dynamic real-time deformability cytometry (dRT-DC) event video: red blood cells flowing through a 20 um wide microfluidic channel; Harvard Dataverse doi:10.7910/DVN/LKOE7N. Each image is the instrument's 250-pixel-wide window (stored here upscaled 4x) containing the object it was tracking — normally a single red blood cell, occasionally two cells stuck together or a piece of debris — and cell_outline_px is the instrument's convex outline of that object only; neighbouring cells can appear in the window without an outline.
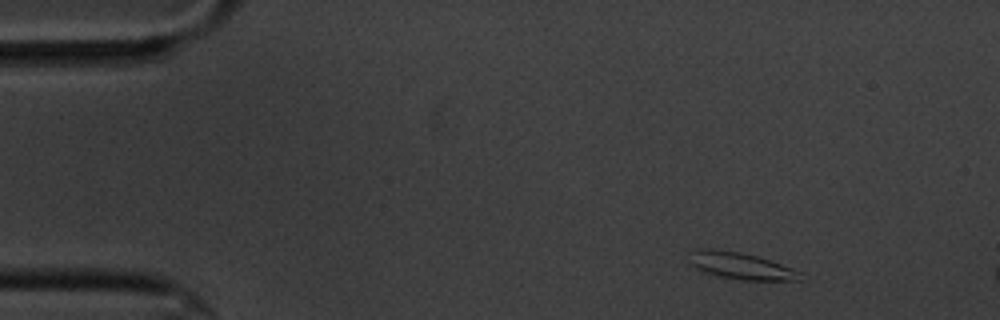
{"species": "common noctule bat (a hibernating species)", "species_latin": "Nyctalus noctula", "temperature_condition": "cold", "stored_images_in_passage": 7, "camera_frame_rate_fps": 3000, "um_per_image_px": 0.085, "animal": {"sex": "male", "body_mass_g": 20.1, "forearm_length_mm": 53.5}, "frame": {"image": 1, "passage_image": 1, "time_ms": 0.0, "image_size_px": [1000, 320], "cell_outline_px": [[804, 272], [800, 280], [740, 280], [720, 276], [704, 272], [696, 268], [688, 260], [688, 252], [704, 248], [740, 252], [756, 256]], "centroid_in_image_um": [62.96, 22.6], "position_along_channel_um": 22.0, "area_um2": 17.22}}
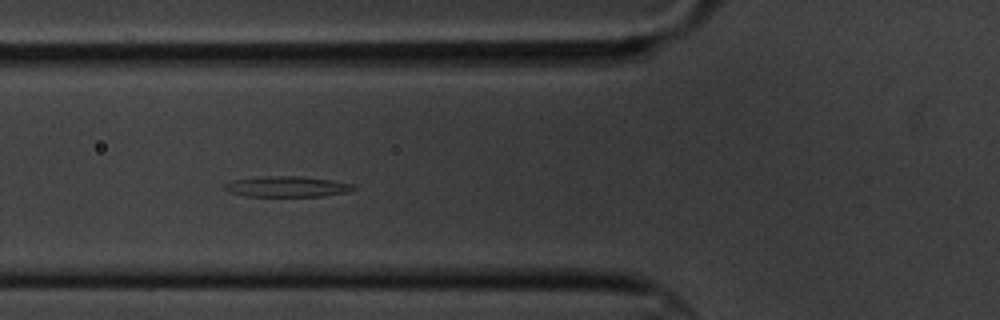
{"frame": {"image": 2, "passage_image": 5, "time_ms": 4.667, "image_size_px": [1000, 320], "cell_outline_px": [[356, 188], [348, 192], [324, 196], [244, 196], [228, 192], [224, 188], [224, 184], [232, 180], [260, 176], [300, 176], [332, 180], [352, 184]], "centroid_in_image_um": [24.36, 15.86], "position_along_channel_um": 101.4, "area_um2": 15.61}}
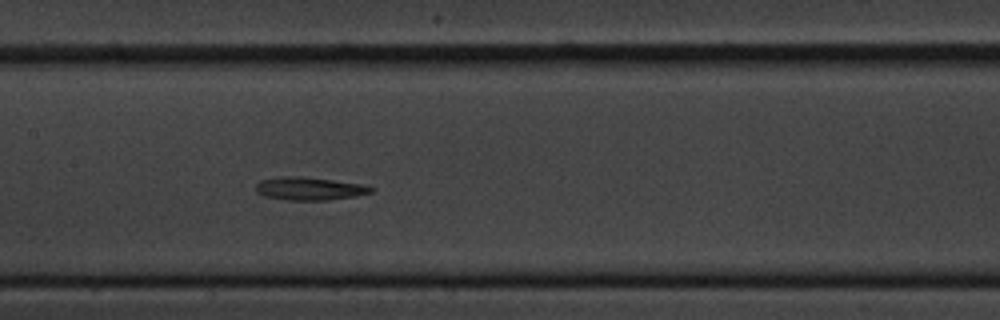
{"frame": {"image": 3, "passage_image": 7, "time_ms": 7.0, "image_size_px": [1000, 320], "cell_outline_px": [[376, 188], [372, 192], [356, 196], [324, 200], [288, 200], [264, 196], [256, 192], [256, 184], [260, 180], [280, 176], [304, 176], [360, 184]], "centroid_in_image_um": [26.27, 16.02], "position_along_channel_um": 181.1, "area_um2": 15.43}}